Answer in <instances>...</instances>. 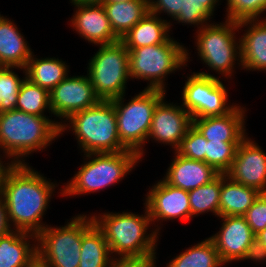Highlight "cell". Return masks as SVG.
Listing matches in <instances>:
<instances>
[{
    "mask_svg": "<svg viewBox=\"0 0 266 267\" xmlns=\"http://www.w3.org/2000/svg\"><path fill=\"white\" fill-rule=\"evenodd\" d=\"M222 227L209 237L219 253L221 261L227 265L241 261L255 234L244 216H222Z\"/></svg>",
    "mask_w": 266,
    "mask_h": 267,
    "instance_id": "cell-16",
    "label": "cell"
},
{
    "mask_svg": "<svg viewBox=\"0 0 266 267\" xmlns=\"http://www.w3.org/2000/svg\"><path fill=\"white\" fill-rule=\"evenodd\" d=\"M52 114L68 119L73 113L96 106L101 99L96 95L88 75L67 76L50 92Z\"/></svg>",
    "mask_w": 266,
    "mask_h": 267,
    "instance_id": "cell-12",
    "label": "cell"
},
{
    "mask_svg": "<svg viewBox=\"0 0 266 267\" xmlns=\"http://www.w3.org/2000/svg\"><path fill=\"white\" fill-rule=\"evenodd\" d=\"M261 193L221 174L219 217L244 216Z\"/></svg>",
    "mask_w": 266,
    "mask_h": 267,
    "instance_id": "cell-24",
    "label": "cell"
},
{
    "mask_svg": "<svg viewBox=\"0 0 266 267\" xmlns=\"http://www.w3.org/2000/svg\"><path fill=\"white\" fill-rule=\"evenodd\" d=\"M94 224L92 215H77L64 226L47 225L36 236L37 264L42 267H79L83 234Z\"/></svg>",
    "mask_w": 266,
    "mask_h": 267,
    "instance_id": "cell-6",
    "label": "cell"
},
{
    "mask_svg": "<svg viewBox=\"0 0 266 267\" xmlns=\"http://www.w3.org/2000/svg\"><path fill=\"white\" fill-rule=\"evenodd\" d=\"M239 144L207 141L205 163L212 166L219 174H225L231 167Z\"/></svg>",
    "mask_w": 266,
    "mask_h": 267,
    "instance_id": "cell-32",
    "label": "cell"
},
{
    "mask_svg": "<svg viewBox=\"0 0 266 267\" xmlns=\"http://www.w3.org/2000/svg\"><path fill=\"white\" fill-rule=\"evenodd\" d=\"M220 191L221 174L211 182L189 191L191 218L210 211L219 217Z\"/></svg>",
    "mask_w": 266,
    "mask_h": 267,
    "instance_id": "cell-29",
    "label": "cell"
},
{
    "mask_svg": "<svg viewBox=\"0 0 266 267\" xmlns=\"http://www.w3.org/2000/svg\"><path fill=\"white\" fill-rule=\"evenodd\" d=\"M212 15L214 13V8L219 4V0H198Z\"/></svg>",
    "mask_w": 266,
    "mask_h": 267,
    "instance_id": "cell-42",
    "label": "cell"
},
{
    "mask_svg": "<svg viewBox=\"0 0 266 267\" xmlns=\"http://www.w3.org/2000/svg\"><path fill=\"white\" fill-rule=\"evenodd\" d=\"M104 0H70L73 4H93V3H102Z\"/></svg>",
    "mask_w": 266,
    "mask_h": 267,
    "instance_id": "cell-44",
    "label": "cell"
},
{
    "mask_svg": "<svg viewBox=\"0 0 266 267\" xmlns=\"http://www.w3.org/2000/svg\"><path fill=\"white\" fill-rule=\"evenodd\" d=\"M256 235L266 228V193H261L244 215Z\"/></svg>",
    "mask_w": 266,
    "mask_h": 267,
    "instance_id": "cell-36",
    "label": "cell"
},
{
    "mask_svg": "<svg viewBox=\"0 0 266 267\" xmlns=\"http://www.w3.org/2000/svg\"><path fill=\"white\" fill-rule=\"evenodd\" d=\"M32 54L25 67L26 78L49 92L68 76L69 66L59 58L37 59Z\"/></svg>",
    "mask_w": 266,
    "mask_h": 267,
    "instance_id": "cell-26",
    "label": "cell"
},
{
    "mask_svg": "<svg viewBox=\"0 0 266 267\" xmlns=\"http://www.w3.org/2000/svg\"><path fill=\"white\" fill-rule=\"evenodd\" d=\"M129 52V76L149 81L146 89L166 91L168 74L187 66L190 58L186 47L169 38L165 43L127 49Z\"/></svg>",
    "mask_w": 266,
    "mask_h": 267,
    "instance_id": "cell-7",
    "label": "cell"
},
{
    "mask_svg": "<svg viewBox=\"0 0 266 267\" xmlns=\"http://www.w3.org/2000/svg\"><path fill=\"white\" fill-rule=\"evenodd\" d=\"M219 78L206 72L187 76L181 106L192 119L225 115L239 105H228V92Z\"/></svg>",
    "mask_w": 266,
    "mask_h": 267,
    "instance_id": "cell-11",
    "label": "cell"
},
{
    "mask_svg": "<svg viewBox=\"0 0 266 267\" xmlns=\"http://www.w3.org/2000/svg\"><path fill=\"white\" fill-rule=\"evenodd\" d=\"M50 181L27 163L16 164L10 171L2 197L13 230L37 236L46 227L41 220L58 186Z\"/></svg>",
    "mask_w": 266,
    "mask_h": 267,
    "instance_id": "cell-1",
    "label": "cell"
},
{
    "mask_svg": "<svg viewBox=\"0 0 266 267\" xmlns=\"http://www.w3.org/2000/svg\"><path fill=\"white\" fill-rule=\"evenodd\" d=\"M156 256L113 257L108 267H156Z\"/></svg>",
    "mask_w": 266,
    "mask_h": 267,
    "instance_id": "cell-38",
    "label": "cell"
},
{
    "mask_svg": "<svg viewBox=\"0 0 266 267\" xmlns=\"http://www.w3.org/2000/svg\"><path fill=\"white\" fill-rule=\"evenodd\" d=\"M247 26L240 41L241 67L245 70L266 71V22L263 19L243 20L238 27Z\"/></svg>",
    "mask_w": 266,
    "mask_h": 267,
    "instance_id": "cell-20",
    "label": "cell"
},
{
    "mask_svg": "<svg viewBox=\"0 0 266 267\" xmlns=\"http://www.w3.org/2000/svg\"><path fill=\"white\" fill-rule=\"evenodd\" d=\"M255 237H257V239L266 248V228L264 230H261L258 234H256Z\"/></svg>",
    "mask_w": 266,
    "mask_h": 267,
    "instance_id": "cell-43",
    "label": "cell"
},
{
    "mask_svg": "<svg viewBox=\"0 0 266 267\" xmlns=\"http://www.w3.org/2000/svg\"><path fill=\"white\" fill-rule=\"evenodd\" d=\"M163 97L153 112L151 128L147 140L178 148L187 130L192 125L190 114L180 105L166 103Z\"/></svg>",
    "mask_w": 266,
    "mask_h": 267,
    "instance_id": "cell-15",
    "label": "cell"
},
{
    "mask_svg": "<svg viewBox=\"0 0 266 267\" xmlns=\"http://www.w3.org/2000/svg\"><path fill=\"white\" fill-rule=\"evenodd\" d=\"M112 258L102 231L94 223L82 236L79 267H108Z\"/></svg>",
    "mask_w": 266,
    "mask_h": 267,
    "instance_id": "cell-27",
    "label": "cell"
},
{
    "mask_svg": "<svg viewBox=\"0 0 266 267\" xmlns=\"http://www.w3.org/2000/svg\"><path fill=\"white\" fill-rule=\"evenodd\" d=\"M253 260L254 262H266V248L262 243L255 237L250 243L248 249L242 260Z\"/></svg>",
    "mask_w": 266,
    "mask_h": 267,
    "instance_id": "cell-39",
    "label": "cell"
},
{
    "mask_svg": "<svg viewBox=\"0 0 266 267\" xmlns=\"http://www.w3.org/2000/svg\"><path fill=\"white\" fill-rule=\"evenodd\" d=\"M13 21L0 14V66L25 68L33 52Z\"/></svg>",
    "mask_w": 266,
    "mask_h": 267,
    "instance_id": "cell-22",
    "label": "cell"
},
{
    "mask_svg": "<svg viewBox=\"0 0 266 267\" xmlns=\"http://www.w3.org/2000/svg\"><path fill=\"white\" fill-rule=\"evenodd\" d=\"M63 123L60 125V134L69 128L84 154L128 150L119 139L117 118L111 101L101 100L96 106L73 113Z\"/></svg>",
    "mask_w": 266,
    "mask_h": 267,
    "instance_id": "cell-4",
    "label": "cell"
},
{
    "mask_svg": "<svg viewBox=\"0 0 266 267\" xmlns=\"http://www.w3.org/2000/svg\"><path fill=\"white\" fill-rule=\"evenodd\" d=\"M144 215L133 212H106L92 216L96 226L102 231L110 248L112 257L156 256L158 227L147 233L152 224L145 206ZM117 255V256H116Z\"/></svg>",
    "mask_w": 266,
    "mask_h": 267,
    "instance_id": "cell-3",
    "label": "cell"
},
{
    "mask_svg": "<svg viewBox=\"0 0 266 267\" xmlns=\"http://www.w3.org/2000/svg\"><path fill=\"white\" fill-rule=\"evenodd\" d=\"M226 19L240 22L243 20L264 19L266 0H227Z\"/></svg>",
    "mask_w": 266,
    "mask_h": 267,
    "instance_id": "cell-33",
    "label": "cell"
},
{
    "mask_svg": "<svg viewBox=\"0 0 266 267\" xmlns=\"http://www.w3.org/2000/svg\"><path fill=\"white\" fill-rule=\"evenodd\" d=\"M213 16L198 0H181V11L173 19L177 23L197 26V30L207 25ZM209 20V21H208ZM208 21V22H207Z\"/></svg>",
    "mask_w": 266,
    "mask_h": 267,
    "instance_id": "cell-35",
    "label": "cell"
},
{
    "mask_svg": "<svg viewBox=\"0 0 266 267\" xmlns=\"http://www.w3.org/2000/svg\"><path fill=\"white\" fill-rule=\"evenodd\" d=\"M245 111L243 106L237 105L228 114L192 119V124L207 141L241 143L247 136Z\"/></svg>",
    "mask_w": 266,
    "mask_h": 267,
    "instance_id": "cell-18",
    "label": "cell"
},
{
    "mask_svg": "<svg viewBox=\"0 0 266 267\" xmlns=\"http://www.w3.org/2000/svg\"><path fill=\"white\" fill-rule=\"evenodd\" d=\"M206 144L207 140L192 124L175 152L183 157L205 162Z\"/></svg>",
    "mask_w": 266,
    "mask_h": 267,
    "instance_id": "cell-34",
    "label": "cell"
},
{
    "mask_svg": "<svg viewBox=\"0 0 266 267\" xmlns=\"http://www.w3.org/2000/svg\"><path fill=\"white\" fill-rule=\"evenodd\" d=\"M129 52L125 44L117 42L99 45L87 66V75L96 95L110 101L124 95L129 76Z\"/></svg>",
    "mask_w": 266,
    "mask_h": 267,
    "instance_id": "cell-10",
    "label": "cell"
},
{
    "mask_svg": "<svg viewBox=\"0 0 266 267\" xmlns=\"http://www.w3.org/2000/svg\"><path fill=\"white\" fill-rule=\"evenodd\" d=\"M127 1H132V0H104L103 2H116V3H123Z\"/></svg>",
    "mask_w": 266,
    "mask_h": 267,
    "instance_id": "cell-45",
    "label": "cell"
},
{
    "mask_svg": "<svg viewBox=\"0 0 266 267\" xmlns=\"http://www.w3.org/2000/svg\"><path fill=\"white\" fill-rule=\"evenodd\" d=\"M29 239L35 243L36 235L16 230L0 237V267H33L37 251Z\"/></svg>",
    "mask_w": 266,
    "mask_h": 267,
    "instance_id": "cell-21",
    "label": "cell"
},
{
    "mask_svg": "<svg viewBox=\"0 0 266 267\" xmlns=\"http://www.w3.org/2000/svg\"><path fill=\"white\" fill-rule=\"evenodd\" d=\"M145 196L147 197L144 206L153 222L152 225L156 220H191L188 191L171 186L162 179L154 184Z\"/></svg>",
    "mask_w": 266,
    "mask_h": 267,
    "instance_id": "cell-13",
    "label": "cell"
},
{
    "mask_svg": "<svg viewBox=\"0 0 266 267\" xmlns=\"http://www.w3.org/2000/svg\"><path fill=\"white\" fill-rule=\"evenodd\" d=\"M163 179L171 186L191 191L214 180L219 173L204 161L192 160L174 153Z\"/></svg>",
    "mask_w": 266,
    "mask_h": 267,
    "instance_id": "cell-19",
    "label": "cell"
},
{
    "mask_svg": "<svg viewBox=\"0 0 266 267\" xmlns=\"http://www.w3.org/2000/svg\"><path fill=\"white\" fill-rule=\"evenodd\" d=\"M33 267H42V266H40V265H38V264L36 263Z\"/></svg>",
    "mask_w": 266,
    "mask_h": 267,
    "instance_id": "cell-46",
    "label": "cell"
},
{
    "mask_svg": "<svg viewBox=\"0 0 266 267\" xmlns=\"http://www.w3.org/2000/svg\"><path fill=\"white\" fill-rule=\"evenodd\" d=\"M149 11L121 39L127 49L165 43L170 38L171 23Z\"/></svg>",
    "mask_w": 266,
    "mask_h": 267,
    "instance_id": "cell-23",
    "label": "cell"
},
{
    "mask_svg": "<svg viewBox=\"0 0 266 267\" xmlns=\"http://www.w3.org/2000/svg\"><path fill=\"white\" fill-rule=\"evenodd\" d=\"M76 8L70 26L82 38L95 45H106L119 41L102 3L72 4Z\"/></svg>",
    "mask_w": 266,
    "mask_h": 267,
    "instance_id": "cell-17",
    "label": "cell"
},
{
    "mask_svg": "<svg viewBox=\"0 0 266 267\" xmlns=\"http://www.w3.org/2000/svg\"><path fill=\"white\" fill-rule=\"evenodd\" d=\"M167 264L166 267H221L225 265L210 238L186 248Z\"/></svg>",
    "mask_w": 266,
    "mask_h": 267,
    "instance_id": "cell-28",
    "label": "cell"
},
{
    "mask_svg": "<svg viewBox=\"0 0 266 267\" xmlns=\"http://www.w3.org/2000/svg\"><path fill=\"white\" fill-rule=\"evenodd\" d=\"M114 34L121 40L146 14L148 0H132L123 3L102 2Z\"/></svg>",
    "mask_w": 266,
    "mask_h": 267,
    "instance_id": "cell-25",
    "label": "cell"
},
{
    "mask_svg": "<svg viewBox=\"0 0 266 267\" xmlns=\"http://www.w3.org/2000/svg\"><path fill=\"white\" fill-rule=\"evenodd\" d=\"M149 11L153 14L167 13L174 19L181 11V0H148Z\"/></svg>",
    "mask_w": 266,
    "mask_h": 267,
    "instance_id": "cell-37",
    "label": "cell"
},
{
    "mask_svg": "<svg viewBox=\"0 0 266 267\" xmlns=\"http://www.w3.org/2000/svg\"><path fill=\"white\" fill-rule=\"evenodd\" d=\"M235 31H239L238 22L226 19L225 23L204 25L195 36L200 60L226 79L232 77L236 61L241 64L240 41Z\"/></svg>",
    "mask_w": 266,
    "mask_h": 267,
    "instance_id": "cell-9",
    "label": "cell"
},
{
    "mask_svg": "<svg viewBox=\"0 0 266 267\" xmlns=\"http://www.w3.org/2000/svg\"><path fill=\"white\" fill-rule=\"evenodd\" d=\"M60 136V122L13 109L0 113V150L17 164L23 157L43 150ZM6 155V156H5Z\"/></svg>",
    "mask_w": 266,
    "mask_h": 267,
    "instance_id": "cell-2",
    "label": "cell"
},
{
    "mask_svg": "<svg viewBox=\"0 0 266 267\" xmlns=\"http://www.w3.org/2000/svg\"><path fill=\"white\" fill-rule=\"evenodd\" d=\"M10 225L7 216V208L2 195H0V237L13 230Z\"/></svg>",
    "mask_w": 266,
    "mask_h": 267,
    "instance_id": "cell-40",
    "label": "cell"
},
{
    "mask_svg": "<svg viewBox=\"0 0 266 267\" xmlns=\"http://www.w3.org/2000/svg\"><path fill=\"white\" fill-rule=\"evenodd\" d=\"M1 160L0 157V195H2L3 187L5 185L6 179L10 171L16 166V162L11 160L8 163H5ZM7 164V165H6Z\"/></svg>",
    "mask_w": 266,
    "mask_h": 267,
    "instance_id": "cell-41",
    "label": "cell"
},
{
    "mask_svg": "<svg viewBox=\"0 0 266 267\" xmlns=\"http://www.w3.org/2000/svg\"><path fill=\"white\" fill-rule=\"evenodd\" d=\"M250 137L239 144L230 169L225 173L231 180L266 193V153Z\"/></svg>",
    "mask_w": 266,
    "mask_h": 267,
    "instance_id": "cell-14",
    "label": "cell"
},
{
    "mask_svg": "<svg viewBox=\"0 0 266 267\" xmlns=\"http://www.w3.org/2000/svg\"><path fill=\"white\" fill-rule=\"evenodd\" d=\"M166 91L146 89L124 103V96L110 100L113 103L117 118L118 134L121 143L143 158V146L147 142L151 128L154 109L165 97Z\"/></svg>",
    "mask_w": 266,
    "mask_h": 267,
    "instance_id": "cell-8",
    "label": "cell"
},
{
    "mask_svg": "<svg viewBox=\"0 0 266 267\" xmlns=\"http://www.w3.org/2000/svg\"><path fill=\"white\" fill-rule=\"evenodd\" d=\"M84 155V160L89 161H85L74 177L61 189L62 196L76 197L101 191L121 181L141 161L139 154L131 150Z\"/></svg>",
    "mask_w": 266,
    "mask_h": 267,
    "instance_id": "cell-5",
    "label": "cell"
},
{
    "mask_svg": "<svg viewBox=\"0 0 266 267\" xmlns=\"http://www.w3.org/2000/svg\"><path fill=\"white\" fill-rule=\"evenodd\" d=\"M16 109L37 116H46L47 109L52 114L49 91L26 78L18 92Z\"/></svg>",
    "mask_w": 266,
    "mask_h": 267,
    "instance_id": "cell-30",
    "label": "cell"
},
{
    "mask_svg": "<svg viewBox=\"0 0 266 267\" xmlns=\"http://www.w3.org/2000/svg\"><path fill=\"white\" fill-rule=\"evenodd\" d=\"M14 68L21 69L25 73V68L22 67L0 66V113L16 109L18 92L26 79V73L21 79L12 71Z\"/></svg>",
    "mask_w": 266,
    "mask_h": 267,
    "instance_id": "cell-31",
    "label": "cell"
}]
</instances>
